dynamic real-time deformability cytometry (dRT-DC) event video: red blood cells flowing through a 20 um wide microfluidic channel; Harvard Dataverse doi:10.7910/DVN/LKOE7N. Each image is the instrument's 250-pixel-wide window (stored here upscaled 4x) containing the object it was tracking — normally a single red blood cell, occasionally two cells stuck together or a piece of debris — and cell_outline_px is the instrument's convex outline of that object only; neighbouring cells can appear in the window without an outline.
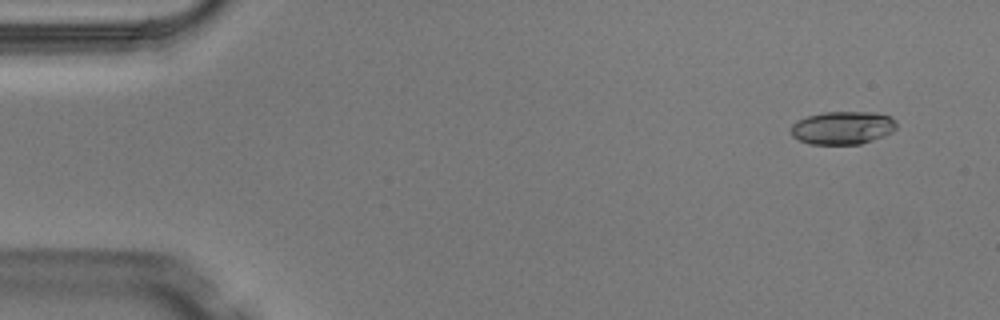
{"species": "Egyptian fruit bat (a non-hibernating species)", "species_latin": "Rousettus aegyptiacus", "temperature_condition": "warm", "stored_images_in_passage": 4, "camera_frame_rate_fps": 3000, "um_per_image_px": 0.085, "animal": {"sex": "male"}, "frame": {"image": 1, "passage_image": 1, "time_ms": 0.0, "image_size_px": [1000, 320], "cell_outline_px": [[896, 128], [892, 132], [884, 136], [860, 144], [808, 144], [792, 136], [792, 124], [796, 120], [808, 116], [824, 112], [876, 112], [892, 116], [896, 120]], "centroid_in_image_um": [71.65, 10.85], "position_along_channel_um": 13.3, "area_um2": 20.46}}